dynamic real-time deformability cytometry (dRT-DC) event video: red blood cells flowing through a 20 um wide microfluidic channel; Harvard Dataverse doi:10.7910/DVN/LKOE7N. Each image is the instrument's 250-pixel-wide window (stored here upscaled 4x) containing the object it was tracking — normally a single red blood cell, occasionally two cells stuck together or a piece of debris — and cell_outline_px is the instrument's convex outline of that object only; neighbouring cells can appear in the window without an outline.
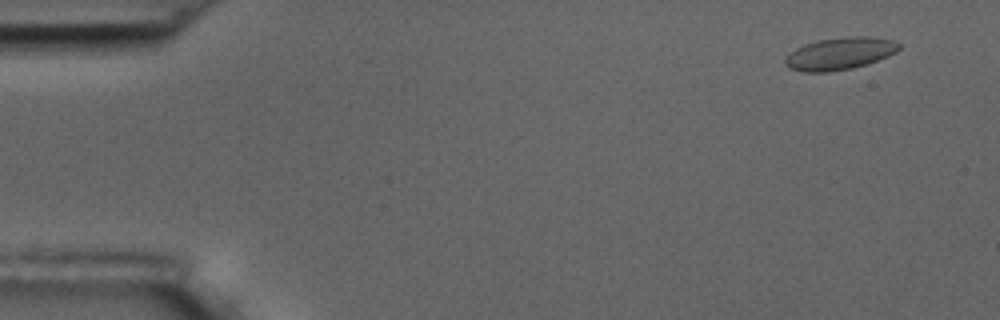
{"species": "common noctule bat (a hibernating species)", "species_latin": "Nyctalus noctula", "temperature_condition": "room temperature", "stored_images_in_passage": 5, "segment_of_instrument_passage": [1, 2], "camera_frame_rate_fps": 3000, "um_per_image_px": 0.085, "animal": {"sex": "male", "body_mass_g": 17.5, "forearm_length_mm": 52.3}, "frame": {"image": 1, "passage_image": 1, "time_ms": 0.0, "image_size_px": [1000, 320], "cell_outline_px": [[900, 48], [896, 52], [888, 56], [868, 64], [852, 68], [828, 72], [800, 72], [788, 68], [784, 64], [784, 60], [796, 48], [804, 44], [816, 40], [844, 36], [868, 36], [892, 40], [900, 44]], "centroid_in_image_um": [71.37, 4.55], "position_along_channel_um": 13.6, "area_um2": 21.62}}
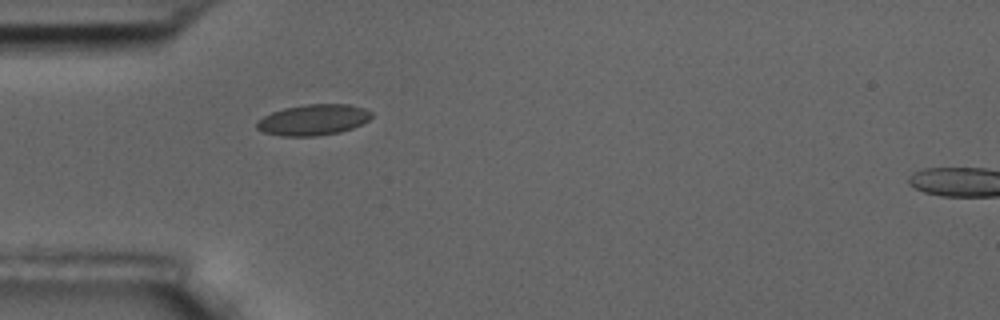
{"frame": {"image": 2, "passage_image": 4, "time_ms": 4.333, "image_size_px": [1000, 320], "cell_outline_px": [[372, 116], [368, 120], [352, 128], [340, 132], [316, 136], [280, 136], [264, 132], [256, 128], [256, 120], [272, 112], [284, 108], [308, 104], [348, 104], [364, 108], [372, 112]], "centroid_in_image_um": [26.61, 10.19], "position_along_channel_um": 58.4, "area_um2": 20.63}}